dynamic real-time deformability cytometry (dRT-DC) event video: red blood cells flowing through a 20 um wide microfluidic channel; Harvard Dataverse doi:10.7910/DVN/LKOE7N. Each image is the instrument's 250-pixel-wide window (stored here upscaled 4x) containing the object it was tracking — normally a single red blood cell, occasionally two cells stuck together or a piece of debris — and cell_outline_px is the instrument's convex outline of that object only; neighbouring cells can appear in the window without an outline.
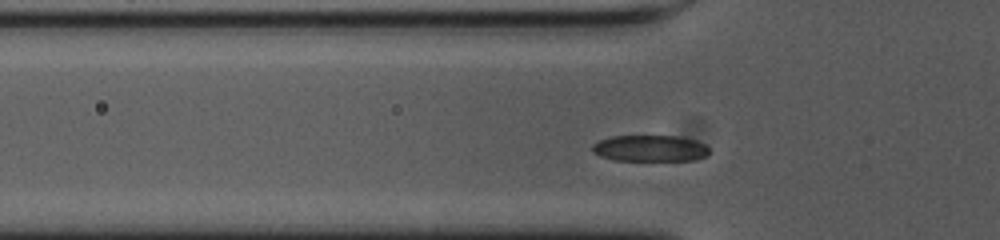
{"species": "common noctule bat (a hibernating species)", "species_latin": "Nyctalus noctula", "temperature_condition": "cold", "stored_images_in_passage": 39, "camera_frame_rate_fps": 3000, "um_per_image_px": 0.085, "animal": {"sex": "female", "body_mass_g": 23.0, "forearm_length_mm": 53.4}, "frame": {"image": 1, "passage_image": 9, "time_ms": 2.667, "image_size_px": [1000, 240], "cell_outline_px": [[708, 152], [704, 156], [692, 160], [612, 160], [600, 156], [592, 152], [592, 144], [600, 140], [612, 136], [676, 136], [692, 140], [704, 144], [708, 148]], "centroid_in_image_um": [55.18, 12.61], "position_along_channel_um": 70.6, "area_um2": 17.69}}
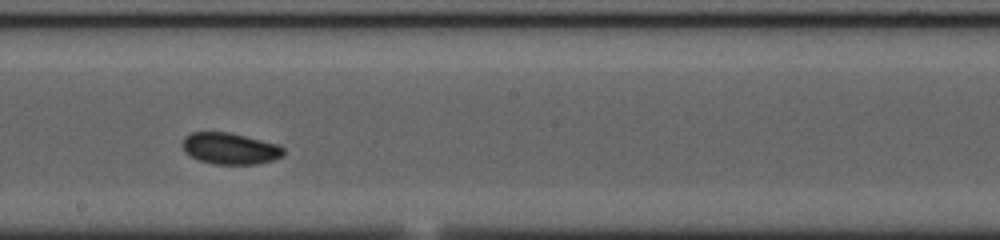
{"frame": {"image": 2, "passage_image": 22, "time_ms": 7.0, "image_size_px": [1000, 240], "cell_outline_px": [[284, 156], [272, 160], [256, 164], [216, 164], [200, 160], [184, 152], [180, 144], [184, 136], [192, 132], [228, 132], [276, 144], [284, 148]], "centroid_in_image_um": [19.51, 12.62], "position_along_channel_um": 228.7, "area_um2": 18.44}}
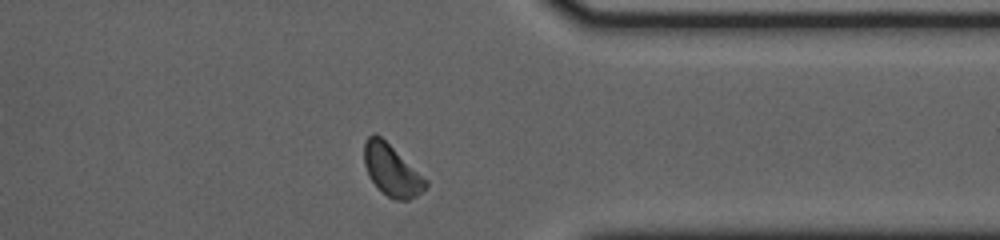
{"frame": {"image": 3, "passage_image": 35, "time_ms": 11.333, "image_size_px": [1000, 240], "cell_outline_px": [[428, 184], [416, 196], [408, 200], [396, 200], [388, 196], [368, 176], [364, 164], [364, 140], [372, 132], [376, 132], [428, 180]], "centroid_in_image_um": [33.27, 14.43], "position_along_channel_um": 378.1, "area_um2": 18.21}, "authors_computed_cell_mechanics": {"area_um2": 18.2648, "velocity_mm_per_s": 3.6411, "shape_relaxation_time_tau1_ms": 1.0435, "shape_relaxation_time_tau2_ms": null, "deformation_change_tau1": 0.0783, "deformation_change_tau2": null}}